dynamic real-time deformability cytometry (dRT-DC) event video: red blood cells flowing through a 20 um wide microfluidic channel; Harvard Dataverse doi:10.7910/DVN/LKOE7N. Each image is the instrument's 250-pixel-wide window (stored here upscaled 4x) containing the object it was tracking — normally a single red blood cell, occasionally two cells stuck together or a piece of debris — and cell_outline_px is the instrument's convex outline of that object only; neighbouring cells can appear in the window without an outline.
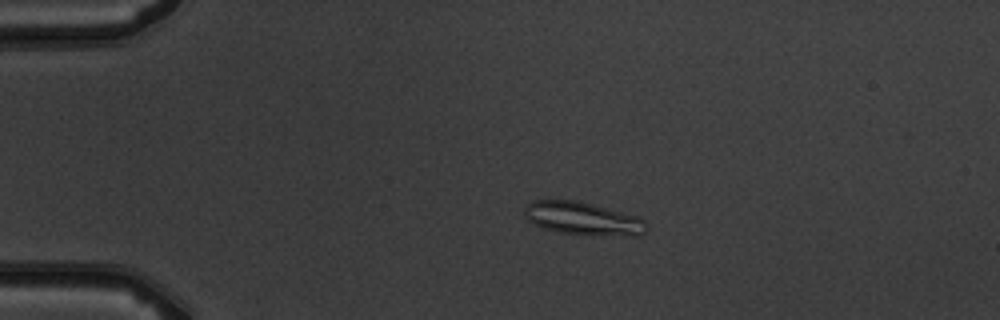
{"species": "common noctule bat (a hibernating species)", "species_latin": "Nyctalus noctula", "temperature_condition": "warm", "stored_images_in_passage": 4, "camera_frame_rate_fps": 3000, "um_per_image_px": 0.085, "animal": {"sex": "male", "body_mass_g": 19.5, "forearm_length_mm": 54.6}, "frame": {"image": 1, "passage_image": 3, "time_ms": 2.333, "image_size_px": [1000, 320], "cell_outline_px": [[648, 228], [640, 236], [580, 236], [560, 232], [544, 228], [528, 220], [524, 216], [524, 208], [532, 200], [576, 200], [592, 204], [636, 216], [644, 220]], "centroid_in_image_um": [49.56, 18.6], "position_along_channel_um": 35.4, "area_um2": 23.76}}